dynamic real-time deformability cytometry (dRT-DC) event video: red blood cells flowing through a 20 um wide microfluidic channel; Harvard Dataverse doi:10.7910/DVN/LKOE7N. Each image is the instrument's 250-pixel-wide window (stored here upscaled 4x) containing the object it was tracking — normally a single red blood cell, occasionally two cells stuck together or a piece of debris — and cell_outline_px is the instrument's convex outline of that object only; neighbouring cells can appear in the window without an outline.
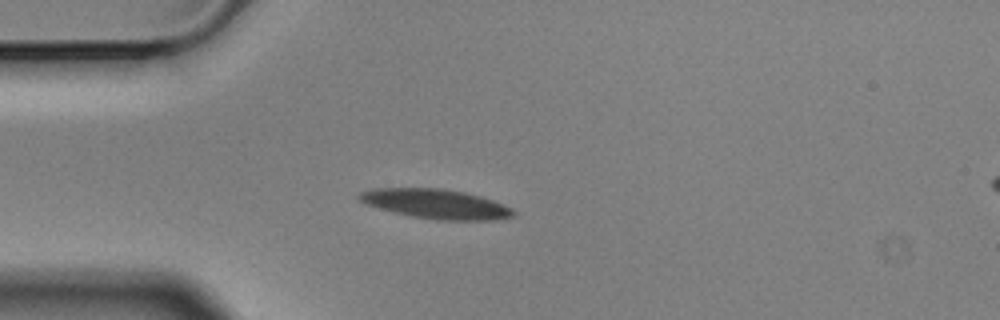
{"species": "Egyptian fruit bat (a non-hibernating species)", "species_latin": "Rousettus aegyptiacus", "temperature_condition": "cold", "stored_images_in_passage": 5, "camera_frame_rate_fps": 3000, "um_per_image_px": 0.085, "animal": {"sex": "male"}, "frame": {"image": 1, "passage_image": 3, "time_ms": 0.667, "image_size_px": [1000, 320], "cell_outline_px": [[516, 212], [512, 216], [496, 220], [436, 220], [412, 216], [364, 204], [356, 196], [360, 192], [372, 188], [440, 188], [464, 192], [480, 196], [492, 200], [512, 208]], "centroid_in_image_um": [37.04, 17.33], "position_along_channel_um": 48.0, "area_um2": 26.41}}
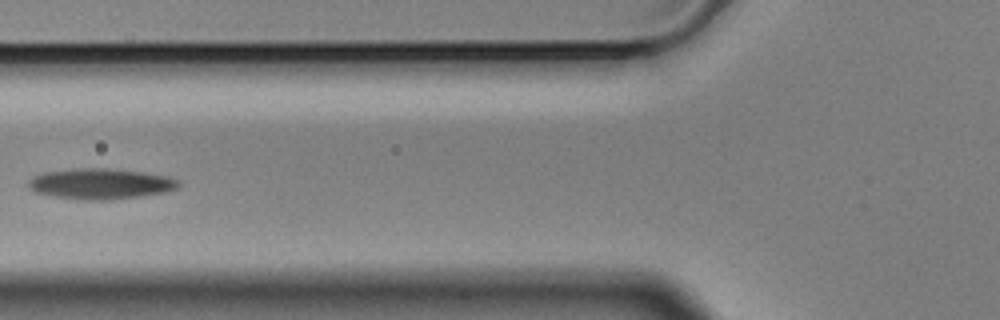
{"frame": {"image": 2, "passage_image": 5, "time_ms": 1.333, "image_size_px": [1000, 320], "cell_outline_px": [[180, 184], [176, 188], [164, 192], [140, 196], [108, 200], [76, 200], [52, 196], [36, 192], [28, 188], [28, 180], [44, 172], [72, 168], [108, 168], [144, 172], [168, 176], [180, 180]], "centroid_in_image_um": [8.53, 15.62], "position_along_channel_um": 117.3, "area_um2": 26.99}}